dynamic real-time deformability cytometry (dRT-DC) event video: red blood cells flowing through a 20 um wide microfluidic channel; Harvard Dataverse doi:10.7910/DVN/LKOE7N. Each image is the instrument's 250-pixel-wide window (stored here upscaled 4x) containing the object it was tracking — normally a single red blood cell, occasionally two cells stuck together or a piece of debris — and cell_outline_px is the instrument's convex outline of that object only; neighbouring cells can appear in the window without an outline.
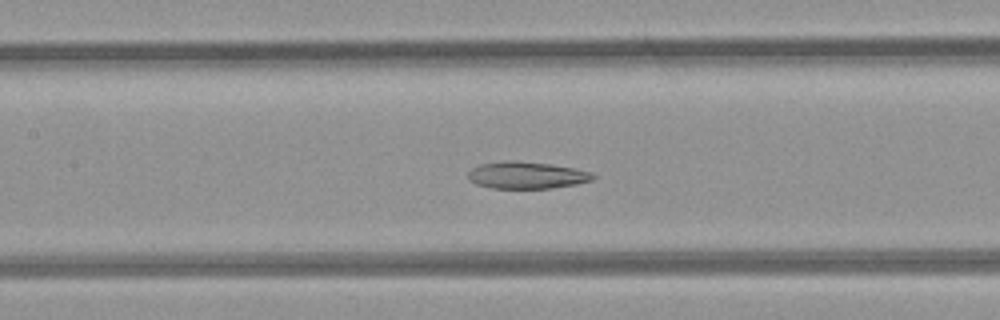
{"species": "common noctule bat (a hibernating species)", "species_latin": "Nyctalus noctula", "temperature_condition": "room temperature", "stored_images_in_passage": 49, "camera_frame_rate_fps": 3000, "um_per_image_px": 0.085, "animal": {"sex": "female", "body_mass_g": 21.9}, "frame": {"image": 1, "passage_image": 22, "time_ms": 7.0, "image_size_px": [1000, 320], "cell_outline_px": [[596, 176], [592, 180], [576, 184], [552, 188], [492, 188], [476, 184], [468, 180], [468, 172], [472, 168], [480, 164], [504, 160], [512, 160], [548, 164], [572, 168], [592, 172]], "centroid_in_image_um": [44.73, 14.89], "position_along_channel_um": 162.7, "area_um2": 19.59}}
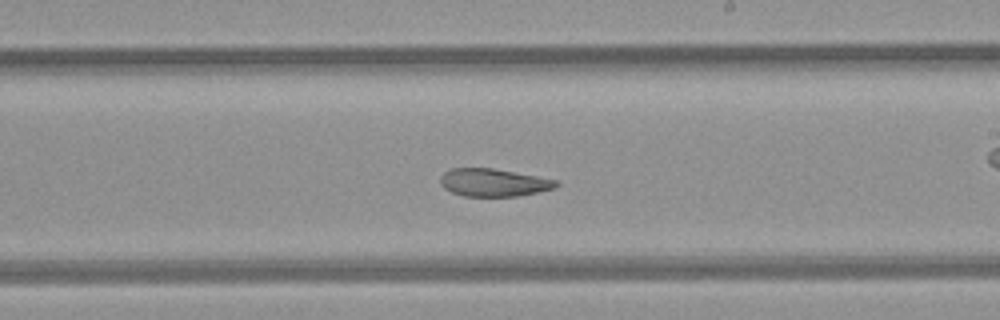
{"frame": {"image": 2, "passage_image": 28, "time_ms": 9.0, "image_size_px": [1000, 320], "cell_outline_px": [[560, 184], [556, 188], [520, 196], [464, 196], [452, 192], [444, 188], [440, 184], [440, 176], [444, 172], [452, 168], [492, 168], [560, 180]], "centroid_in_image_um": [41.99, 15.51], "position_along_channel_um": 247.0, "area_um2": 18.9}, "authors_computed_cell_mechanics": {"area_um2": 23.8714, "velocity_mm_per_s": 4.2327, "shape_relaxation_time_tau1_ms": null, "shape_relaxation_time_tau2_ms": 3.5507, "deformation_change_tau1": null, "deformation_change_tau2": 0.1094}}